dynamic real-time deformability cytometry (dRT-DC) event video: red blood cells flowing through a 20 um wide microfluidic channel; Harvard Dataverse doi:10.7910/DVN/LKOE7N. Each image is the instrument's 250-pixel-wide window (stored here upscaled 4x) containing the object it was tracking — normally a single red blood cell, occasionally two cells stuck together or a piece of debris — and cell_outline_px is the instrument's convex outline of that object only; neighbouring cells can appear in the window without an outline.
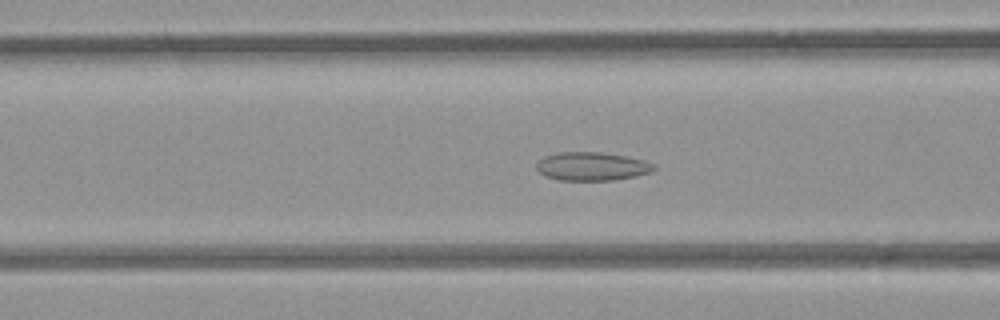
{"species": "common noctule bat (a hibernating species)", "species_latin": "Nyctalus noctula", "temperature_condition": "room temperature", "stored_images_in_passage": 37, "camera_frame_rate_fps": 3000, "um_per_image_px": 0.085, "animal": {"sex": "female", "body_mass_g": 21.9}, "frame": {"image": 1, "passage_image": 5, "time_ms": 1.333, "image_size_px": [1000, 320], "cell_outline_px": [[656, 168], [652, 172], [636, 176], [616, 180], [560, 180], [544, 176], [536, 168], [536, 164], [544, 156], [556, 152], [600, 152], [628, 156], [644, 160], [656, 164]], "centroid_in_image_um": [50.34, 14.14], "position_along_channel_um": 116.3, "area_um2": 19.71}}
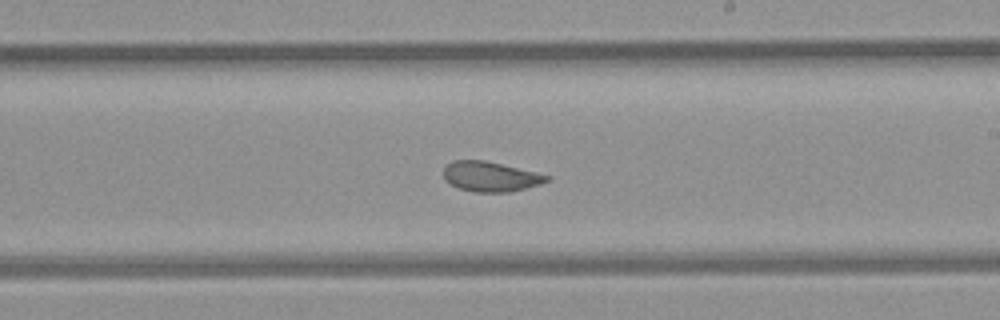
{"frame": {"image": 2, "passage_image": 15, "time_ms": 4.667, "image_size_px": [1000, 320], "cell_outline_px": [[552, 176], [548, 180], [540, 184], [512, 192], [472, 192], [460, 188], [444, 180], [444, 168], [452, 160], [484, 160], [536, 172]], "centroid_in_image_um": [41.69, 15.01], "position_along_channel_um": 247.3, "area_um2": 17.98}}
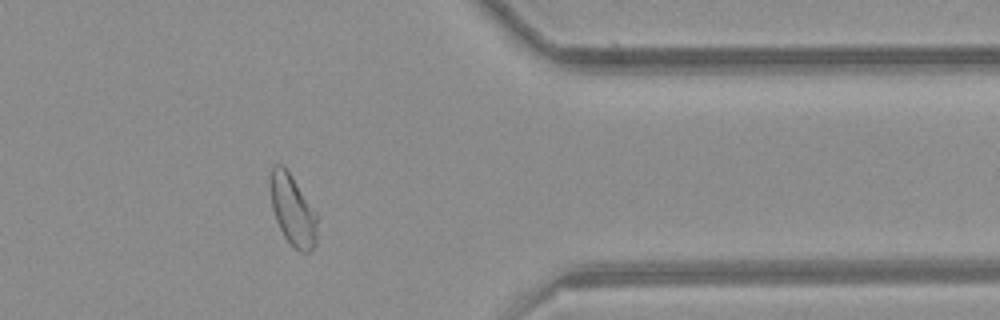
{"frame": {"image": 3, "passage_image": 27, "time_ms": 8.667, "image_size_px": [1000, 320], "cell_outline_px": [[320, 216], [316, 244], [308, 252], [300, 252], [284, 236], [276, 220], [272, 208], [272, 164], [280, 164], [288, 172]], "centroid_in_image_um": [24.96, 17.93], "position_along_channel_um": 386.4, "area_um2": 19.07}, "authors_computed_cell_mechanics": {"area_um2": 19.074, "velocity_mm_per_s": 3.9311, "shape_relaxation_time_tau1_ms": null, "shape_relaxation_time_tau2_ms": 1.2796, "deformation_change_tau1": null, "deformation_change_tau2": 0.0673}}